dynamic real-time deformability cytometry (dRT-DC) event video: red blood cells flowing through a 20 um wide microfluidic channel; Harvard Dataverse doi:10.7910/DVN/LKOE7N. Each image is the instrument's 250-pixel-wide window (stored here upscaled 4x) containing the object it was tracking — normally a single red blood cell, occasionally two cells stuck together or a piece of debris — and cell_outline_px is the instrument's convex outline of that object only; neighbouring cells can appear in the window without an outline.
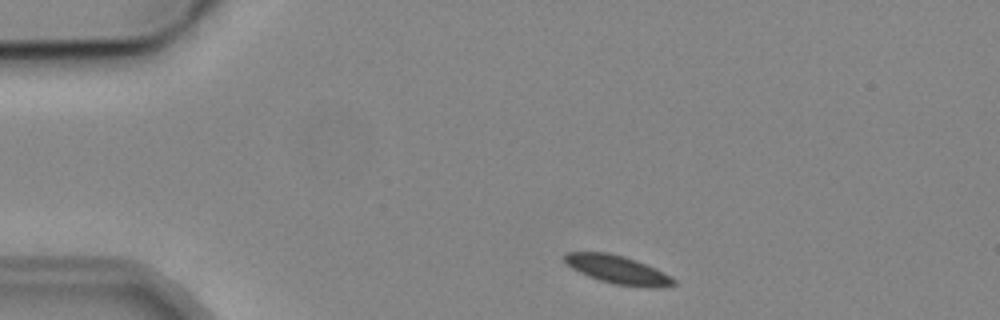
{"species": "common noctule bat (a hibernating species)", "species_latin": "Nyctalus noctula", "temperature_condition": "cold", "stored_images_in_passage": 5, "camera_frame_rate_fps": 3000, "um_per_image_px": 0.085, "animal": {"sex": "male", "body_mass_g": 19.2, "forearm_length_mm": 51.8}, "frame": {"image": 1, "passage_image": 1, "time_ms": 0.0, "image_size_px": [1000, 320], "cell_outline_px": [[676, 284], [660, 288], [648, 288], [612, 284], [588, 276], [572, 268], [564, 260], [564, 256], [568, 252], [608, 252], [624, 256], [636, 260], [656, 268], [676, 280]], "centroid_in_image_um": [52.54, 22.93], "position_along_channel_um": 32.5, "area_um2": 18.03}}
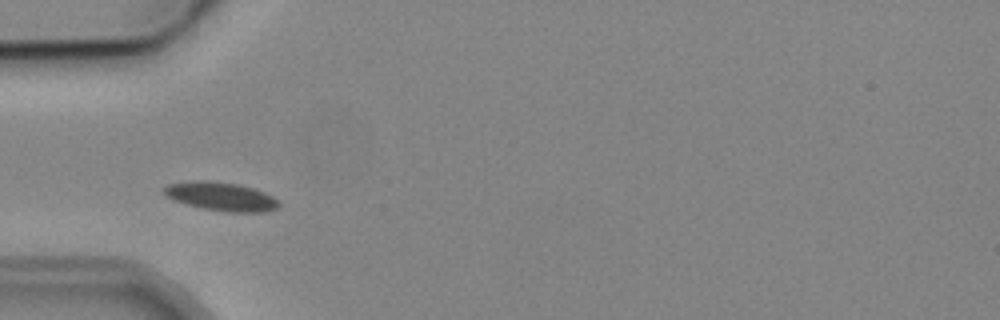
{"frame": {"image": 2, "passage_image": 3, "time_ms": 2.333, "image_size_px": [1000, 320], "cell_outline_px": [[280, 204], [276, 208], [264, 212], [228, 212], [204, 208], [184, 204], [164, 196], [164, 188], [168, 184], [192, 180], [208, 180], [236, 184], [252, 188], [264, 192], [272, 196]], "centroid_in_image_um": [18.74, 16.69], "position_along_channel_um": 66.3, "area_um2": 19.07}}
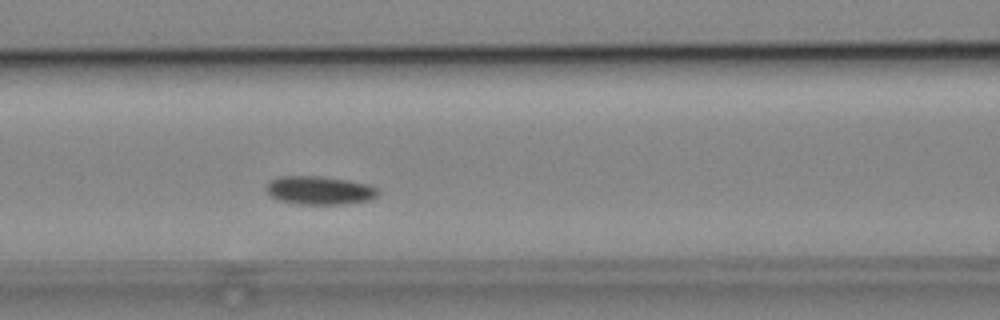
{"frame": {"image": 3, "passage_image": 5, "time_ms": 4.333, "image_size_px": [1000, 320], "cell_outline_px": [[380, 192], [376, 196], [368, 200], [344, 204], [300, 204], [280, 200], [268, 196], [264, 188], [272, 180], [280, 176], [320, 176], [348, 180], [368, 184], [376, 188]], "centroid_in_image_um": [27.13, 16.18], "position_along_channel_um": 139.5, "area_um2": 18.5}}